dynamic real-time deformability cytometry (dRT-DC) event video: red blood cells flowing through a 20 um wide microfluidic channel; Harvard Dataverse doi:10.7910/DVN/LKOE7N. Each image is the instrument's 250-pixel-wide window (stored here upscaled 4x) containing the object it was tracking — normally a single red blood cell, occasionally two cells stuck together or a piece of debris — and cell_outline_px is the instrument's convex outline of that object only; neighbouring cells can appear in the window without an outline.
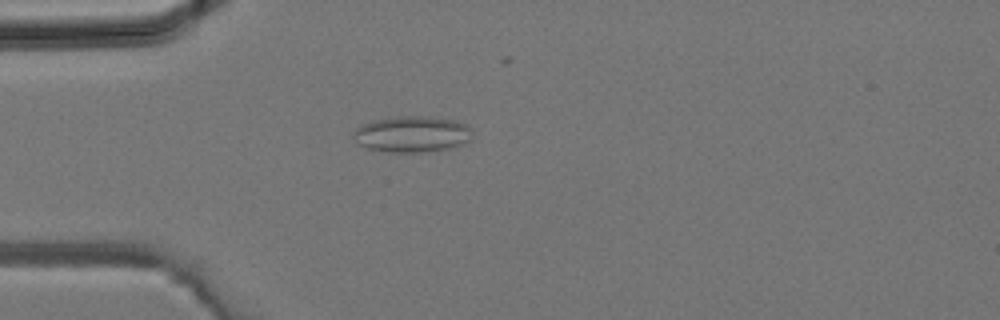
{"species": "common noctule bat (a hibernating species)", "species_latin": "Nyctalus noctula", "temperature_condition": "room temperature", "stored_images_in_passage": 26, "camera_frame_rate_fps": 3000, "um_per_image_px": 0.085, "animal": {"sex": "male", "body_mass_g": 19.2, "forearm_length_mm": 51.8}, "frame": {"image": 1, "passage_image": 6, "time_ms": 1.667, "image_size_px": [1000, 320], "cell_outline_px": [[472, 140], [436, 152], [388, 152], [368, 148], [360, 144], [356, 132], [356, 128], [372, 120], [400, 116], [436, 116], [456, 120], [472, 128]], "centroid_in_image_um": [35.13, 11.39], "position_along_channel_um": 49.9, "area_um2": 25.03}}
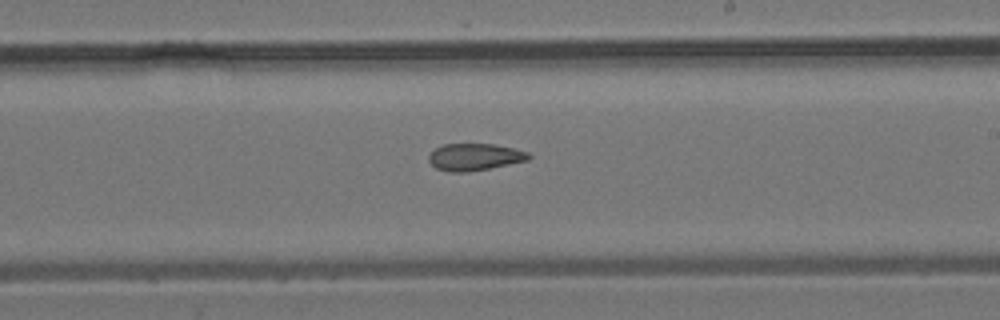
{"frame": {"image": 2, "passage_image": 17, "time_ms": 5.333, "image_size_px": [1000, 320], "cell_outline_px": [[532, 156], [528, 160], [468, 172], [448, 172], [436, 168], [428, 160], [428, 156], [436, 148], [444, 144], [492, 144], [512, 148], [528, 152]], "centroid_in_image_um": [40.33, 13.34], "position_along_channel_um": 248.7, "area_um2": 15.55}}
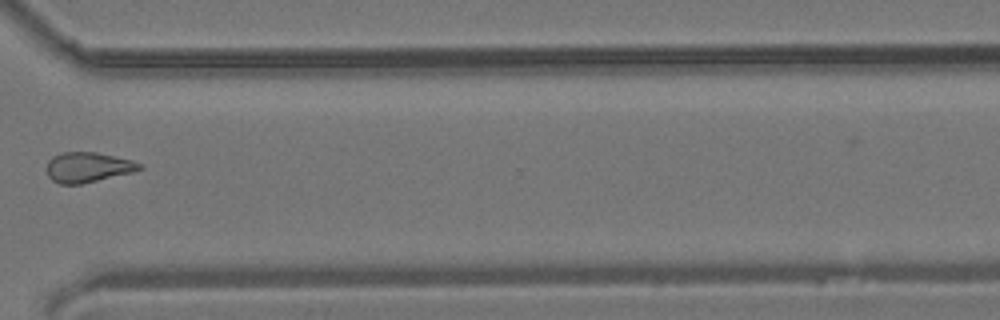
{"frame": {"image": 3, "passage_image": 23, "time_ms": 7.333, "image_size_px": [1000, 320], "cell_outline_px": [[144, 168], [132, 172], [80, 184], [60, 184], [52, 180], [48, 176], [48, 160], [52, 156], [60, 152], [96, 152], [132, 160], [140, 164]], "centroid_in_image_um": [7.45, 14.21], "position_along_channel_um": 363.2, "area_um2": 16.13}}